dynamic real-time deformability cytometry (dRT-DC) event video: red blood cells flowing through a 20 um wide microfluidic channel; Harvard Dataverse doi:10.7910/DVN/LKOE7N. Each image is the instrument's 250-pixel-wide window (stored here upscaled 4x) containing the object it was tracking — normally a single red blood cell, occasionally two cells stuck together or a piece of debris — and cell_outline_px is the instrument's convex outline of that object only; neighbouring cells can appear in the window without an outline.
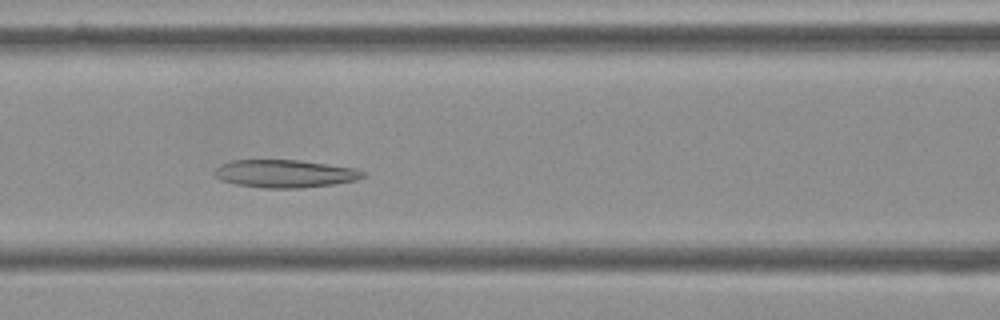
{"species": "Egyptian fruit bat (a non-hibernating species)", "species_latin": "Rousettus aegyptiacus", "temperature_condition": "cold", "stored_images_in_passage": 44, "camera_frame_rate_fps": 3000, "um_per_image_px": 0.085, "frame": {"image": 1, "passage_image": 16, "time_ms": 5.0, "image_size_px": [1000, 320], "cell_outline_px": [[364, 176], [356, 180], [332, 184], [300, 188], [264, 188], [236, 184], [220, 180], [212, 172], [220, 164], [232, 160], [300, 160], [356, 168], [364, 172]], "centroid_in_image_um": [24.18, 14.75], "position_along_channel_um": 142.4, "area_um2": 24.04}}
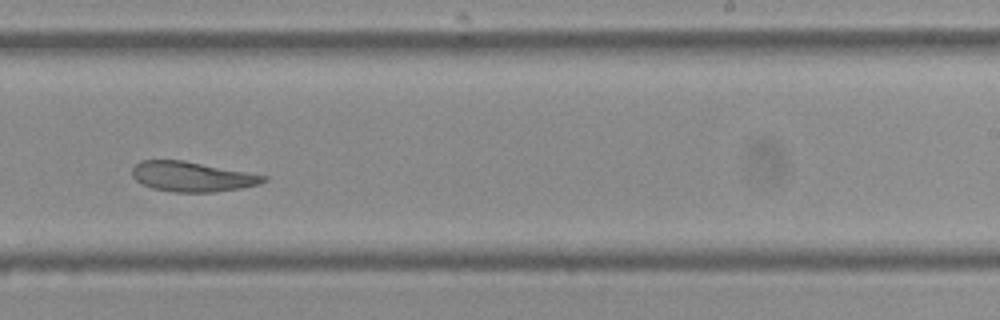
{"frame": {"image": 2, "passage_image": 27, "time_ms": 8.667, "image_size_px": [1000, 320], "cell_outline_px": [[268, 180], [260, 184], [240, 188], [212, 192], [172, 192], [152, 188], [136, 180], [132, 176], [132, 168], [140, 160], [184, 160], [248, 172], [268, 176]], "centroid_in_image_um": [16.34, 15.01], "position_along_channel_um": 272.7, "area_um2": 22.95}}
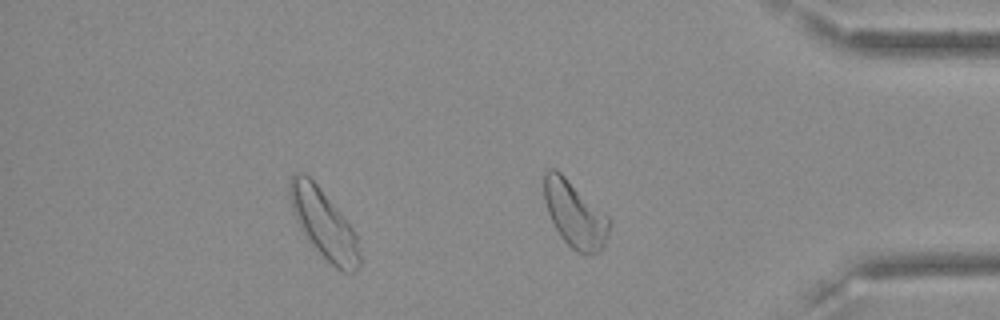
{"frame": {"image": 3, "passage_image": 38, "time_ms": 12.333, "image_size_px": [1000, 320], "cell_outline_px": [[360, 264], [356, 272], [344, 272], [336, 268], [312, 244], [300, 228], [296, 220], [292, 208], [288, 192], [288, 180], [296, 172], [304, 172], [316, 184], [340, 212], [352, 228], [356, 236], [360, 256]], "centroid_in_image_um": [27.5, 19.0], "position_along_channel_um": 407.7, "area_um2": 27.46}, "authors_computed_cell_mechanics": {"area_um2": 25.9811, "velocity_mm_per_s": 3.5599, "shape_relaxation_time_tau1_ms": null, "shape_relaxation_time_tau2_ms": 5.3754, "deformation_change_tau1": null, "deformation_change_tau2": 0.1122}}